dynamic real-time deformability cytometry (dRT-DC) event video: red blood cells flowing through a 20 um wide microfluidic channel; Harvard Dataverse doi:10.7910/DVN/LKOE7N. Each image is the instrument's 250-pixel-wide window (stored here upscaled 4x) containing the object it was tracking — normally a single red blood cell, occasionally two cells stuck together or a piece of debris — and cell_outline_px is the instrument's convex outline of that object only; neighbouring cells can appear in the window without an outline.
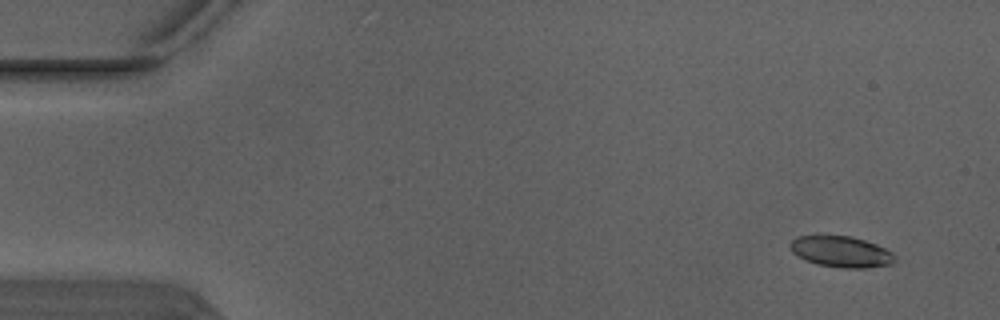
{"species": "Egyptian fruit bat (a non-hibernating species)", "species_latin": "Rousettus aegyptiacus", "temperature_condition": "warm", "stored_images_in_passage": 4, "camera_frame_rate_fps": 3000, "um_per_image_px": 0.085, "animal": {"sex": "male"}, "frame": {"image": 1, "passage_image": 1, "time_ms": 0.0, "image_size_px": [1000, 320], "cell_outline_px": [[896, 260], [892, 264], [868, 268], [844, 268], [816, 264], [804, 260], [796, 256], [792, 252], [788, 244], [796, 236], [816, 232], [852, 236], [876, 244], [892, 252]], "centroid_in_image_um": [71.41, 21.34], "position_along_channel_um": 13.6, "area_um2": 19.88}}
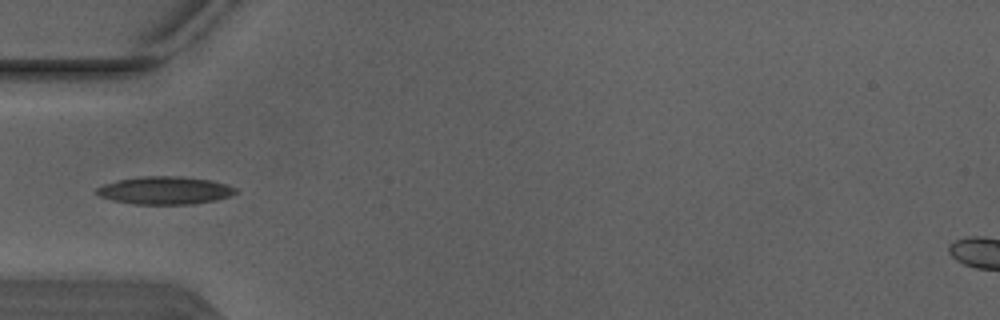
{"frame": {"image": 2, "passage_image": 4, "time_ms": 1.0, "image_size_px": [1000, 320], "cell_outline_px": [[240, 192], [232, 196], [216, 200], [192, 204], [136, 204], [112, 200], [100, 196], [92, 192], [96, 188], [104, 184], [120, 180], [144, 176], [180, 176], [212, 180], [236, 188]], "centroid_in_image_um": [14.04, 16.19], "position_along_channel_um": 71.0, "area_um2": 22.6}}